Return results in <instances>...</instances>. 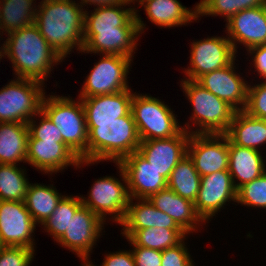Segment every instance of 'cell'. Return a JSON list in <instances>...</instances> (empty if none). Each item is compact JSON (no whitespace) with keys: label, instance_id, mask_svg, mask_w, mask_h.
<instances>
[{"label":"cell","instance_id":"obj_1","mask_svg":"<svg viewBox=\"0 0 266 266\" xmlns=\"http://www.w3.org/2000/svg\"><path fill=\"white\" fill-rule=\"evenodd\" d=\"M6 37L1 46L2 57L9 58L17 78L45 84L53 70L51 68L64 60L48 44L34 23L8 33Z\"/></svg>","mask_w":266,"mask_h":266},{"label":"cell","instance_id":"obj_2","mask_svg":"<svg viewBox=\"0 0 266 266\" xmlns=\"http://www.w3.org/2000/svg\"><path fill=\"white\" fill-rule=\"evenodd\" d=\"M74 0H41L34 24L48 44L64 60L74 51L82 52L85 8ZM71 52V53H70Z\"/></svg>","mask_w":266,"mask_h":266},{"label":"cell","instance_id":"obj_3","mask_svg":"<svg viewBox=\"0 0 266 266\" xmlns=\"http://www.w3.org/2000/svg\"><path fill=\"white\" fill-rule=\"evenodd\" d=\"M87 129V163L93 165L104 160L119 163L140 146L132 112L114 122L87 123Z\"/></svg>","mask_w":266,"mask_h":266},{"label":"cell","instance_id":"obj_4","mask_svg":"<svg viewBox=\"0 0 266 266\" xmlns=\"http://www.w3.org/2000/svg\"><path fill=\"white\" fill-rule=\"evenodd\" d=\"M180 82L183 93L193 107L190 122L197 127L192 130L188 121L182 129L190 134H225L236 110L196 81L183 78Z\"/></svg>","mask_w":266,"mask_h":266},{"label":"cell","instance_id":"obj_5","mask_svg":"<svg viewBox=\"0 0 266 266\" xmlns=\"http://www.w3.org/2000/svg\"><path fill=\"white\" fill-rule=\"evenodd\" d=\"M44 95L41 110L60 130L63 142L83 162H87L88 129L80 98Z\"/></svg>","mask_w":266,"mask_h":266},{"label":"cell","instance_id":"obj_6","mask_svg":"<svg viewBox=\"0 0 266 266\" xmlns=\"http://www.w3.org/2000/svg\"><path fill=\"white\" fill-rule=\"evenodd\" d=\"M131 112L140 141L171 138L182 130L173 110L164 101L151 95L135 92Z\"/></svg>","mask_w":266,"mask_h":266},{"label":"cell","instance_id":"obj_7","mask_svg":"<svg viewBox=\"0 0 266 266\" xmlns=\"http://www.w3.org/2000/svg\"><path fill=\"white\" fill-rule=\"evenodd\" d=\"M44 84L24 78L11 80L0 89V123H28L41 111Z\"/></svg>","mask_w":266,"mask_h":266},{"label":"cell","instance_id":"obj_8","mask_svg":"<svg viewBox=\"0 0 266 266\" xmlns=\"http://www.w3.org/2000/svg\"><path fill=\"white\" fill-rule=\"evenodd\" d=\"M121 180L113 176H104L97 179L88 192V197L80 195L82 205L88 207L104 222L110 215L112 222L120 223L125 218L130 196L128 193L127 178L123 168L116 163ZM123 181V183L121 182ZM125 184V185H124Z\"/></svg>","mask_w":266,"mask_h":266},{"label":"cell","instance_id":"obj_9","mask_svg":"<svg viewBox=\"0 0 266 266\" xmlns=\"http://www.w3.org/2000/svg\"><path fill=\"white\" fill-rule=\"evenodd\" d=\"M100 58L86 76L79 98L113 94L130 89L127 76L133 58L106 54L100 55Z\"/></svg>","mask_w":266,"mask_h":266},{"label":"cell","instance_id":"obj_10","mask_svg":"<svg viewBox=\"0 0 266 266\" xmlns=\"http://www.w3.org/2000/svg\"><path fill=\"white\" fill-rule=\"evenodd\" d=\"M191 43L190 65L184 70V77L188 80L196 81L206 73L228 66L238 56L227 35L207 37Z\"/></svg>","mask_w":266,"mask_h":266},{"label":"cell","instance_id":"obj_11","mask_svg":"<svg viewBox=\"0 0 266 266\" xmlns=\"http://www.w3.org/2000/svg\"><path fill=\"white\" fill-rule=\"evenodd\" d=\"M104 224L106 223L98 215L81 205L70 216L68 229L57 243L77 254L83 264H88L90 253L102 234Z\"/></svg>","mask_w":266,"mask_h":266},{"label":"cell","instance_id":"obj_12","mask_svg":"<svg viewBox=\"0 0 266 266\" xmlns=\"http://www.w3.org/2000/svg\"><path fill=\"white\" fill-rule=\"evenodd\" d=\"M187 155L200 176L228 170L229 139L225 134H190Z\"/></svg>","mask_w":266,"mask_h":266},{"label":"cell","instance_id":"obj_13","mask_svg":"<svg viewBox=\"0 0 266 266\" xmlns=\"http://www.w3.org/2000/svg\"><path fill=\"white\" fill-rule=\"evenodd\" d=\"M36 223L24 201L0 200V241L3 246L34 249Z\"/></svg>","mask_w":266,"mask_h":266},{"label":"cell","instance_id":"obj_14","mask_svg":"<svg viewBox=\"0 0 266 266\" xmlns=\"http://www.w3.org/2000/svg\"><path fill=\"white\" fill-rule=\"evenodd\" d=\"M237 189L235 188L228 170H221L201 176L200 189L194 206L197 214L206 222L224 208L227 202H236Z\"/></svg>","mask_w":266,"mask_h":266},{"label":"cell","instance_id":"obj_15","mask_svg":"<svg viewBox=\"0 0 266 266\" xmlns=\"http://www.w3.org/2000/svg\"><path fill=\"white\" fill-rule=\"evenodd\" d=\"M26 163L45 174L59 173L68 166L80 168L90 163L81 161L64 142L42 141L28 136Z\"/></svg>","mask_w":266,"mask_h":266},{"label":"cell","instance_id":"obj_16","mask_svg":"<svg viewBox=\"0 0 266 266\" xmlns=\"http://www.w3.org/2000/svg\"><path fill=\"white\" fill-rule=\"evenodd\" d=\"M235 61L236 58L228 66L202 75L196 82L236 111H241L247 105L249 84L235 72Z\"/></svg>","mask_w":266,"mask_h":266},{"label":"cell","instance_id":"obj_17","mask_svg":"<svg viewBox=\"0 0 266 266\" xmlns=\"http://www.w3.org/2000/svg\"><path fill=\"white\" fill-rule=\"evenodd\" d=\"M226 35L237 54L238 46L248 50L258 45H266V2L258 7L242 10L226 22Z\"/></svg>","mask_w":266,"mask_h":266},{"label":"cell","instance_id":"obj_18","mask_svg":"<svg viewBox=\"0 0 266 266\" xmlns=\"http://www.w3.org/2000/svg\"><path fill=\"white\" fill-rule=\"evenodd\" d=\"M190 133L182 129L167 139L141 141L138 151L168 181L172 170L187 155Z\"/></svg>","mask_w":266,"mask_h":266},{"label":"cell","instance_id":"obj_19","mask_svg":"<svg viewBox=\"0 0 266 266\" xmlns=\"http://www.w3.org/2000/svg\"><path fill=\"white\" fill-rule=\"evenodd\" d=\"M127 178L130 198H149L167 187V180L155 169L144 156L135 151L118 163Z\"/></svg>","mask_w":266,"mask_h":266},{"label":"cell","instance_id":"obj_20","mask_svg":"<svg viewBox=\"0 0 266 266\" xmlns=\"http://www.w3.org/2000/svg\"><path fill=\"white\" fill-rule=\"evenodd\" d=\"M138 27H117V30H98V33H83V53L123 55L134 57L137 49Z\"/></svg>","mask_w":266,"mask_h":266},{"label":"cell","instance_id":"obj_21","mask_svg":"<svg viewBox=\"0 0 266 266\" xmlns=\"http://www.w3.org/2000/svg\"><path fill=\"white\" fill-rule=\"evenodd\" d=\"M126 5H113L94 8L89 14L85 10L83 33H98V30H117V27H138L144 33L146 24L142 21L135 7L124 8ZM132 7V8H131Z\"/></svg>","mask_w":266,"mask_h":266},{"label":"cell","instance_id":"obj_22","mask_svg":"<svg viewBox=\"0 0 266 266\" xmlns=\"http://www.w3.org/2000/svg\"><path fill=\"white\" fill-rule=\"evenodd\" d=\"M130 198L121 234L127 239L134 231L151 227L182 229L168 214L158 210L147 198Z\"/></svg>","mask_w":266,"mask_h":266},{"label":"cell","instance_id":"obj_23","mask_svg":"<svg viewBox=\"0 0 266 266\" xmlns=\"http://www.w3.org/2000/svg\"><path fill=\"white\" fill-rule=\"evenodd\" d=\"M131 89L113 94L80 98L85 110L86 123H107L131 112Z\"/></svg>","mask_w":266,"mask_h":266},{"label":"cell","instance_id":"obj_24","mask_svg":"<svg viewBox=\"0 0 266 266\" xmlns=\"http://www.w3.org/2000/svg\"><path fill=\"white\" fill-rule=\"evenodd\" d=\"M148 199L158 210L173 218L188 235L198 231L199 225L202 226L204 222L197 214L193 202L177 195L168 187Z\"/></svg>","mask_w":266,"mask_h":266},{"label":"cell","instance_id":"obj_25","mask_svg":"<svg viewBox=\"0 0 266 266\" xmlns=\"http://www.w3.org/2000/svg\"><path fill=\"white\" fill-rule=\"evenodd\" d=\"M261 153L262 151L235 145L229 140L228 171L236 189L257 179L266 171L265 157Z\"/></svg>","mask_w":266,"mask_h":266},{"label":"cell","instance_id":"obj_26","mask_svg":"<svg viewBox=\"0 0 266 266\" xmlns=\"http://www.w3.org/2000/svg\"><path fill=\"white\" fill-rule=\"evenodd\" d=\"M225 135L235 145L261 151L266 144V120L236 111Z\"/></svg>","mask_w":266,"mask_h":266},{"label":"cell","instance_id":"obj_27","mask_svg":"<svg viewBox=\"0 0 266 266\" xmlns=\"http://www.w3.org/2000/svg\"><path fill=\"white\" fill-rule=\"evenodd\" d=\"M141 6L149 21L162 28L178 27L197 20V5L191 10L179 0H148Z\"/></svg>","mask_w":266,"mask_h":266},{"label":"cell","instance_id":"obj_28","mask_svg":"<svg viewBox=\"0 0 266 266\" xmlns=\"http://www.w3.org/2000/svg\"><path fill=\"white\" fill-rule=\"evenodd\" d=\"M28 136L27 123H0V164L26 163Z\"/></svg>","mask_w":266,"mask_h":266},{"label":"cell","instance_id":"obj_29","mask_svg":"<svg viewBox=\"0 0 266 266\" xmlns=\"http://www.w3.org/2000/svg\"><path fill=\"white\" fill-rule=\"evenodd\" d=\"M65 195H61L56 187L38 183H30L28 186L25 206L35 223H44L56 209L58 203Z\"/></svg>","mask_w":266,"mask_h":266},{"label":"cell","instance_id":"obj_30","mask_svg":"<svg viewBox=\"0 0 266 266\" xmlns=\"http://www.w3.org/2000/svg\"><path fill=\"white\" fill-rule=\"evenodd\" d=\"M34 1L1 0L0 35L32 25L37 11V5L34 4L36 1Z\"/></svg>","mask_w":266,"mask_h":266},{"label":"cell","instance_id":"obj_31","mask_svg":"<svg viewBox=\"0 0 266 266\" xmlns=\"http://www.w3.org/2000/svg\"><path fill=\"white\" fill-rule=\"evenodd\" d=\"M200 184L201 176L188 155L175 166L167 181L168 188L193 203L197 198Z\"/></svg>","mask_w":266,"mask_h":266},{"label":"cell","instance_id":"obj_32","mask_svg":"<svg viewBox=\"0 0 266 266\" xmlns=\"http://www.w3.org/2000/svg\"><path fill=\"white\" fill-rule=\"evenodd\" d=\"M187 235L183 229L151 227L134 231L128 239L135 246L164 251L186 240Z\"/></svg>","mask_w":266,"mask_h":266},{"label":"cell","instance_id":"obj_33","mask_svg":"<svg viewBox=\"0 0 266 266\" xmlns=\"http://www.w3.org/2000/svg\"><path fill=\"white\" fill-rule=\"evenodd\" d=\"M26 169L14 164H0V200L24 201L30 182Z\"/></svg>","mask_w":266,"mask_h":266},{"label":"cell","instance_id":"obj_34","mask_svg":"<svg viewBox=\"0 0 266 266\" xmlns=\"http://www.w3.org/2000/svg\"><path fill=\"white\" fill-rule=\"evenodd\" d=\"M82 205L80 196L67 195L58 203L51 216L41 225L57 242L68 229L70 216Z\"/></svg>","mask_w":266,"mask_h":266},{"label":"cell","instance_id":"obj_35","mask_svg":"<svg viewBox=\"0 0 266 266\" xmlns=\"http://www.w3.org/2000/svg\"><path fill=\"white\" fill-rule=\"evenodd\" d=\"M266 0H200L197 19L201 16H221L227 22L236 13L263 5Z\"/></svg>","mask_w":266,"mask_h":266},{"label":"cell","instance_id":"obj_36","mask_svg":"<svg viewBox=\"0 0 266 266\" xmlns=\"http://www.w3.org/2000/svg\"><path fill=\"white\" fill-rule=\"evenodd\" d=\"M236 203L266 209V171L237 189Z\"/></svg>","mask_w":266,"mask_h":266},{"label":"cell","instance_id":"obj_37","mask_svg":"<svg viewBox=\"0 0 266 266\" xmlns=\"http://www.w3.org/2000/svg\"><path fill=\"white\" fill-rule=\"evenodd\" d=\"M40 117L39 124L33 117L27 124L29 134L34 138L42 141L63 142L60 130L52 123L48 116L41 110L36 117Z\"/></svg>","mask_w":266,"mask_h":266},{"label":"cell","instance_id":"obj_38","mask_svg":"<svg viewBox=\"0 0 266 266\" xmlns=\"http://www.w3.org/2000/svg\"><path fill=\"white\" fill-rule=\"evenodd\" d=\"M259 83L248 85L247 105L244 111L250 116L266 120V80Z\"/></svg>","mask_w":266,"mask_h":266},{"label":"cell","instance_id":"obj_39","mask_svg":"<svg viewBox=\"0 0 266 266\" xmlns=\"http://www.w3.org/2000/svg\"><path fill=\"white\" fill-rule=\"evenodd\" d=\"M35 249L3 246L0 250V266H30Z\"/></svg>","mask_w":266,"mask_h":266},{"label":"cell","instance_id":"obj_40","mask_svg":"<svg viewBox=\"0 0 266 266\" xmlns=\"http://www.w3.org/2000/svg\"><path fill=\"white\" fill-rule=\"evenodd\" d=\"M183 240L177 246L162 251L161 266H195Z\"/></svg>","mask_w":266,"mask_h":266},{"label":"cell","instance_id":"obj_41","mask_svg":"<svg viewBox=\"0 0 266 266\" xmlns=\"http://www.w3.org/2000/svg\"><path fill=\"white\" fill-rule=\"evenodd\" d=\"M132 248L136 266H161L162 251L156 249L135 246L128 238Z\"/></svg>","mask_w":266,"mask_h":266},{"label":"cell","instance_id":"obj_42","mask_svg":"<svg viewBox=\"0 0 266 266\" xmlns=\"http://www.w3.org/2000/svg\"><path fill=\"white\" fill-rule=\"evenodd\" d=\"M102 265L100 266H136L135 259L133 256L132 251L129 249L127 250H118L115 253L106 254L103 259ZM93 262L89 261V266H96L92 264Z\"/></svg>","mask_w":266,"mask_h":266},{"label":"cell","instance_id":"obj_43","mask_svg":"<svg viewBox=\"0 0 266 266\" xmlns=\"http://www.w3.org/2000/svg\"><path fill=\"white\" fill-rule=\"evenodd\" d=\"M247 53L252 55V62L254 64L257 76L266 80V45H258L251 47L247 50ZM254 58V59H253Z\"/></svg>","mask_w":266,"mask_h":266},{"label":"cell","instance_id":"obj_44","mask_svg":"<svg viewBox=\"0 0 266 266\" xmlns=\"http://www.w3.org/2000/svg\"><path fill=\"white\" fill-rule=\"evenodd\" d=\"M82 7L87 6L88 4L96 6V8L113 6V5H127L131 6L129 0H81L79 3Z\"/></svg>","mask_w":266,"mask_h":266},{"label":"cell","instance_id":"obj_45","mask_svg":"<svg viewBox=\"0 0 266 266\" xmlns=\"http://www.w3.org/2000/svg\"><path fill=\"white\" fill-rule=\"evenodd\" d=\"M145 1H148V0H129V2L132 3V5L135 4V2H137L138 6L139 5L141 6Z\"/></svg>","mask_w":266,"mask_h":266},{"label":"cell","instance_id":"obj_46","mask_svg":"<svg viewBox=\"0 0 266 266\" xmlns=\"http://www.w3.org/2000/svg\"><path fill=\"white\" fill-rule=\"evenodd\" d=\"M2 59V50H1V47H0V60Z\"/></svg>","mask_w":266,"mask_h":266},{"label":"cell","instance_id":"obj_47","mask_svg":"<svg viewBox=\"0 0 266 266\" xmlns=\"http://www.w3.org/2000/svg\"><path fill=\"white\" fill-rule=\"evenodd\" d=\"M2 247H3V245H2V243H1V241H0V250H1Z\"/></svg>","mask_w":266,"mask_h":266}]
</instances>
